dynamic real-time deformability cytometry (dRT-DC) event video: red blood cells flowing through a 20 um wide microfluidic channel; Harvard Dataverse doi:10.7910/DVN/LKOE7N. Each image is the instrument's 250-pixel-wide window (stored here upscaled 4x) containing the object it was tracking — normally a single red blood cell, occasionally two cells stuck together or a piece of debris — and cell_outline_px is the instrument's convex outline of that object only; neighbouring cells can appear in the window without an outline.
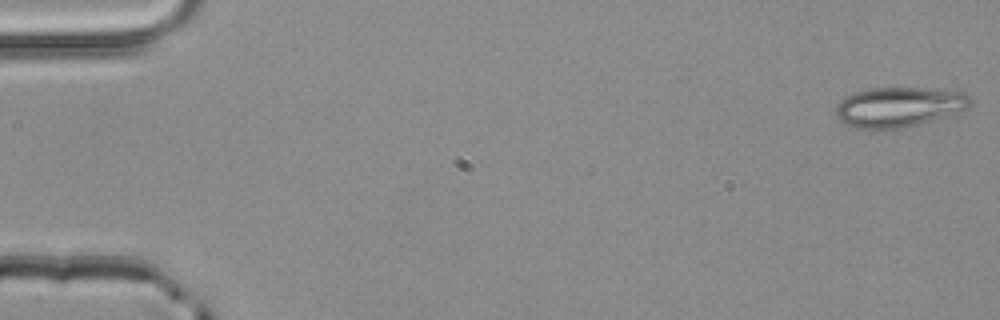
{"species": "common noctule bat (a hibernating species)", "species_latin": "Nyctalus noctula", "temperature_condition": "room temperature", "stored_images_in_passage": 4, "camera_frame_rate_fps": 3000, "um_per_image_px": 0.085, "animal": {"sex": "male", "body_mass_g": 20.4}, "frame": {"image": 1, "passage_image": 1, "time_ms": 0.0, "image_size_px": [1000, 320], "cell_outline_px": [[972, 104], [968, 108], [920, 124], [900, 128], [848, 128], [836, 116], [836, 104], [840, 100], [856, 92], [868, 88], [940, 88], [964, 92], [972, 100]], "centroid_in_image_um": [76.41, 9.08], "position_along_channel_um": 8.6, "area_um2": 31.39}}